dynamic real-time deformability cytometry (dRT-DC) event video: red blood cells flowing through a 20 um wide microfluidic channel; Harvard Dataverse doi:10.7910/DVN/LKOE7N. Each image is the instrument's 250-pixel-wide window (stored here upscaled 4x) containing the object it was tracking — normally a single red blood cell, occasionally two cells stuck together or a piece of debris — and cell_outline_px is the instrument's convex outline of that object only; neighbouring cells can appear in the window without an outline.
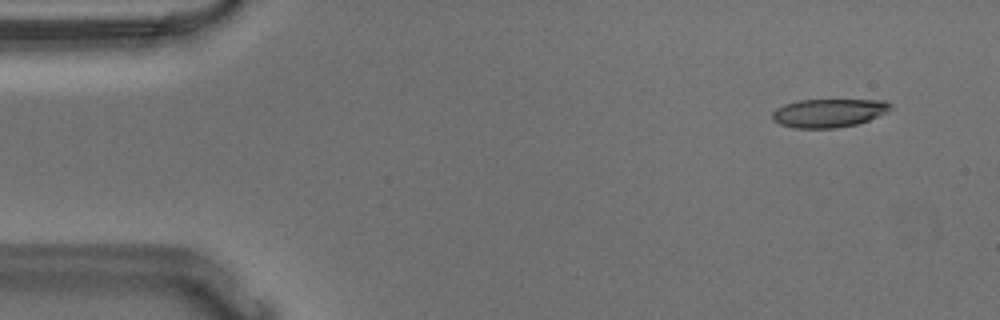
{"species": "Egyptian fruit bat (a non-hibernating species)", "species_latin": "Rousettus aegyptiacus", "temperature_condition": "warm", "stored_images_in_passage": 54, "camera_frame_rate_fps": 3000, "um_per_image_px": 0.085, "animal": {"sex": "male"}, "frame": {"image": 1, "passage_image": 4, "time_ms": 1.0, "image_size_px": [1000, 320], "cell_outline_px": [[892, 108], [888, 112], [868, 120], [856, 124], [836, 128], [792, 128], [780, 124], [772, 120], [772, 112], [776, 108], [784, 104], [796, 100], [884, 100], [892, 104]], "centroid_in_image_um": [70.42, 9.6], "position_along_channel_um": 14.6, "area_um2": 19.77}}
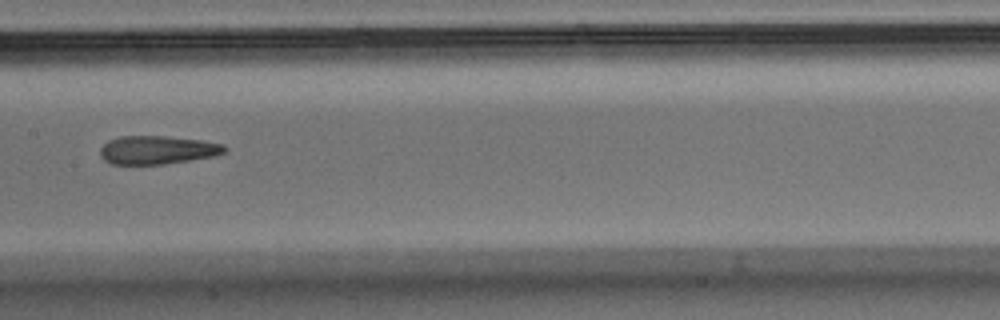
{"frame": {"image": 2, "passage_image": 27, "time_ms": 8.667, "image_size_px": [1000, 320], "cell_outline_px": [[228, 152], [212, 156], [164, 164], [112, 164], [104, 160], [100, 156], [100, 148], [108, 140], [120, 136], [164, 136], [200, 140], [224, 144], [228, 148]], "centroid_in_image_um": [13.37, 12.74], "position_along_channel_um": 194.0, "area_um2": 20.58}}
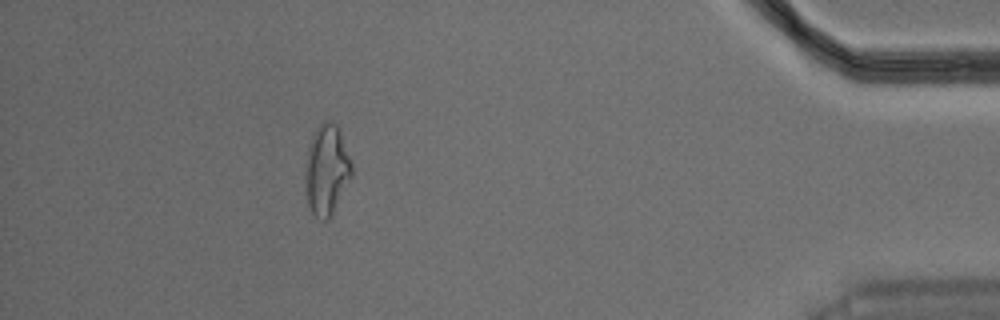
{"frame": {"image": 3, "passage_image": 49, "time_ms": 16.0, "image_size_px": [1000, 320], "cell_outline_px": [[352, 176], [328, 220], [320, 220], [312, 212], [308, 204], [304, 180], [304, 172], [308, 148], [312, 136], [316, 128], [324, 120], [328, 120], [336, 124], [340, 128], [352, 164]], "centroid_in_image_um": [27.76, 14.41], "position_along_channel_um": 407.4, "area_um2": 24.57}, "authors_computed_cell_mechanics": {"area_um2": 21.2126, "velocity_mm_per_s": 3.6434, "shape_relaxation_time_tau1_ms": null, "shape_relaxation_time_tau2_ms": 2.6536, "deformation_change_tau1": null, "deformation_change_tau2": 0.1321}}